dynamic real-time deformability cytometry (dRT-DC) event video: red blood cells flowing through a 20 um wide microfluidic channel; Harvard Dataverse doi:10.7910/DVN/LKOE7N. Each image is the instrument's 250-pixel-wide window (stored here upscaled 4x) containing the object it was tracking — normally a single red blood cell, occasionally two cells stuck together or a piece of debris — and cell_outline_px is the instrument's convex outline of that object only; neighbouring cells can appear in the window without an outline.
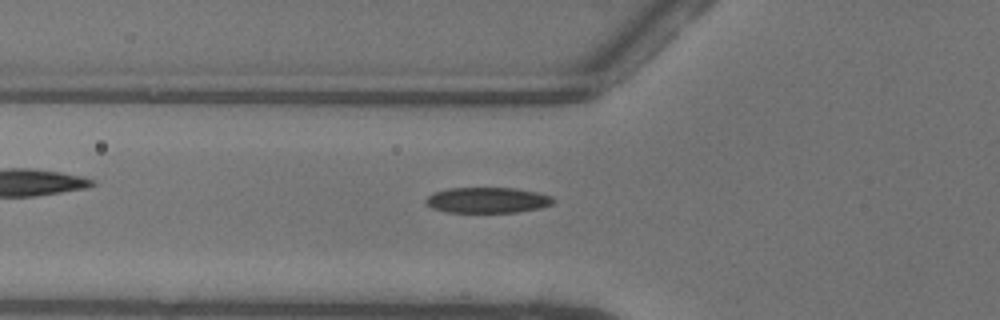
{"species": "common noctule bat (a hibernating species)", "species_latin": "Nyctalus noctula", "temperature_condition": "warm", "stored_images_in_passage": 50, "camera_frame_rate_fps": 3000, "um_per_image_px": 0.085, "animal": {"sex": "female"}, "frame": {"image": 1, "passage_image": 19, "time_ms": 6.0, "image_size_px": [1000, 320], "cell_outline_px": [[552, 204], [540, 208], [516, 212], [444, 212], [432, 208], [424, 204], [424, 200], [432, 192], [448, 188], [512, 188], [536, 192], [552, 196]], "centroid_in_image_um": [41.35, 17.01], "position_along_channel_um": 84.5, "area_um2": 19.07}}
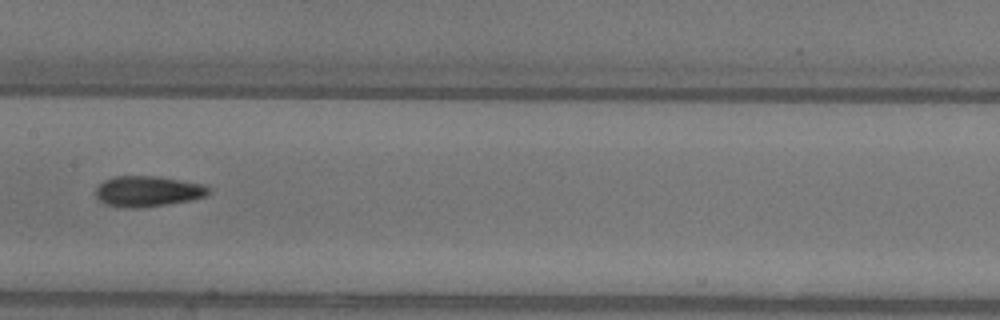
{"frame": {"image": 2, "passage_image": 27, "time_ms": 8.667, "image_size_px": [1000, 320], "cell_outline_px": [[208, 192], [204, 196], [188, 200], [164, 204], [132, 208], [124, 208], [104, 204], [96, 196], [96, 188], [104, 180], [116, 176], [160, 176], [204, 184], [208, 188]], "centroid_in_image_um": [12.51, 16.24], "position_along_channel_um": 194.9, "area_um2": 19.88}}
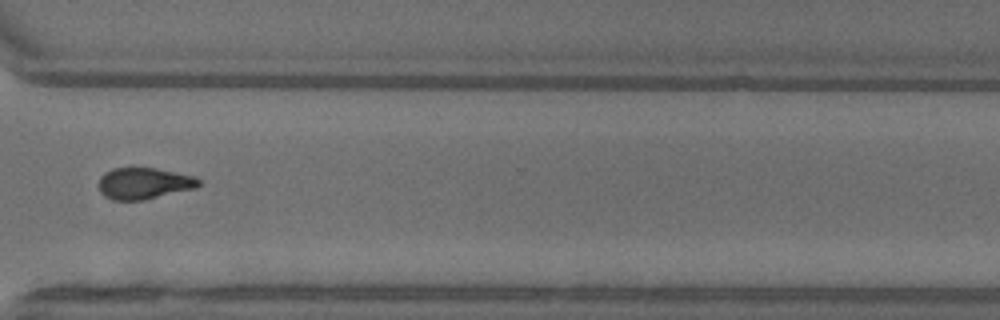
{"frame": {"image": 3, "passage_image": 39, "time_ms": 12.667, "image_size_px": [1000, 320], "cell_outline_px": [[200, 184], [196, 188], [144, 200], [112, 200], [104, 196], [100, 192], [100, 176], [104, 172], [112, 168], [156, 168], [196, 176], [200, 180]], "centroid_in_image_um": [12.25, 15.58], "position_along_channel_um": 358.4, "area_um2": 18.44}}